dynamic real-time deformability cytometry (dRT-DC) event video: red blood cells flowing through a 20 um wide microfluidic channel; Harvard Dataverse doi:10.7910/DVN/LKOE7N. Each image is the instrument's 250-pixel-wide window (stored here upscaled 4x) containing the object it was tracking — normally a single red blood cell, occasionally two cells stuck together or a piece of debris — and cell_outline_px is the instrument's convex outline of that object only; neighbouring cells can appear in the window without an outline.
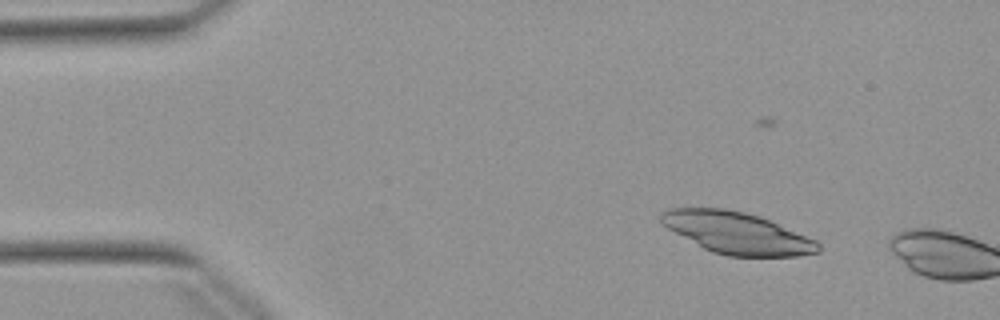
{"species": "Egyptian fruit bat (a non-hibernating species)", "species_latin": "Rousettus aegyptiacus", "temperature_condition": "warm", "stored_images_in_passage": 8, "camera_frame_rate_fps": 3000, "um_per_image_px": 0.085, "animal": {"sex": "female"}, "frame": {"image": 1, "passage_image": 6, "time_ms": 1.667, "image_size_px": [1000, 320], "cell_outline_px": [[820, 252], [800, 256], [728, 256], [712, 252], [704, 248], [668, 228], [660, 220], [660, 216], [668, 208], [724, 208], [744, 212], [760, 216], [816, 240], [820, 244]], "centroid_in_image_um": [62.68, 19.8], "position_along_channel_um": 22.3, "area_um2": 37.8}}